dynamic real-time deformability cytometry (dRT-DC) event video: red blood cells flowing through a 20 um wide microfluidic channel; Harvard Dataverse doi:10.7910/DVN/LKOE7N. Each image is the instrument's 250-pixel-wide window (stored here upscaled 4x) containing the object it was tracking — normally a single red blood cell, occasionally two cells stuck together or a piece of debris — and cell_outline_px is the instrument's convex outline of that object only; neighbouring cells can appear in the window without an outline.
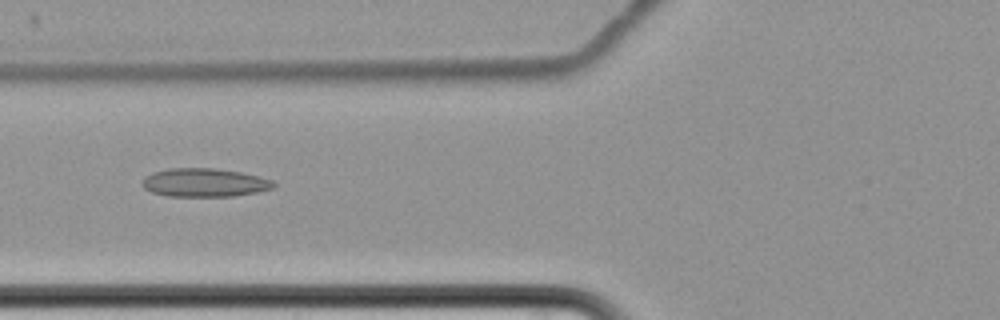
{"species": "common noctule bat (a hibernating species)", "species_latin": "Nyctalus noctula", "temperature_condition": "cold", "stored_images_in_passage": 7, "camera_frame_rate_fps": 3000, "um_per_image_px": 0.085, "animal": {"sex": "female", "body_mass_g": 22.7, "forearm_length_mm": 54.2}, "frame": {"image": 1, "passage_image": 3, "time_ms": 2.333, "image_size_px": [1000, 320], "cell_outline_px": [[276, 188], [260, 192], [232, 196], [168, 196], [152, 192], [144, 188], [140, 184], [144, 176], [152, 172], [168, 168], [216, 168], [240, 172], [260, 176], [272, 180], [276, 184]], "centroid_in_image_um": [17.39, 15.52], "position_along_channel_um": 108.4, "area_um2": 22.14}}
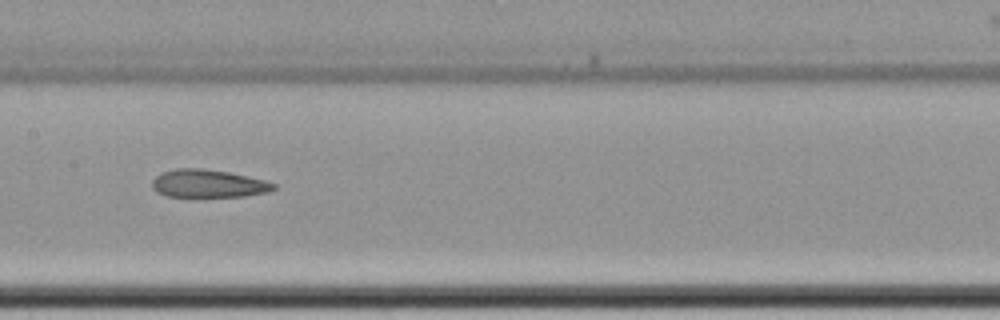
{"frame": {"image": 2, "passage_image": 5, "time_ms": 4.667, "image_size_px": [1000, 320], "cell_outline_px": [[276, 188], [268, 192], [244, 196], [168, 196], [156, 192], [152, 188], [152, 180], [160, 172], [176, 168], [200, 168], [228, 172], [264, 180], [276, 184]], "centroid_in_image_um": [17.67, 15.59], "position_along_channel_um": 189.7, "area_um2": 19.65}}
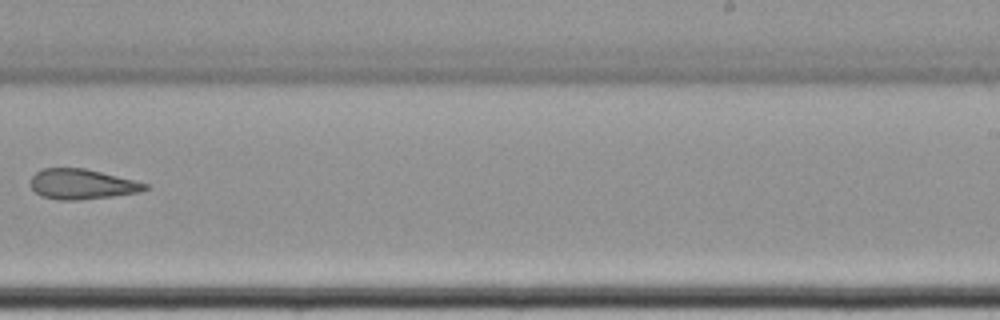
{"frame": {"image": 3, "passage_image": 7, "time_ms": 7.333, "image_size_px": [1000, 320], "cell_outline_px": [[148, 188], [140, 192], [112, 196], [76, 200], [60, 200], [40, 196], [32, 188], [32, 176], [36, 172], [44, 168], [84, 168], [148, 184]], "centroid_in_image_um": [6.94, 15.66], "position_along_channel_um": 282.1, "area_um2": 19.77}}